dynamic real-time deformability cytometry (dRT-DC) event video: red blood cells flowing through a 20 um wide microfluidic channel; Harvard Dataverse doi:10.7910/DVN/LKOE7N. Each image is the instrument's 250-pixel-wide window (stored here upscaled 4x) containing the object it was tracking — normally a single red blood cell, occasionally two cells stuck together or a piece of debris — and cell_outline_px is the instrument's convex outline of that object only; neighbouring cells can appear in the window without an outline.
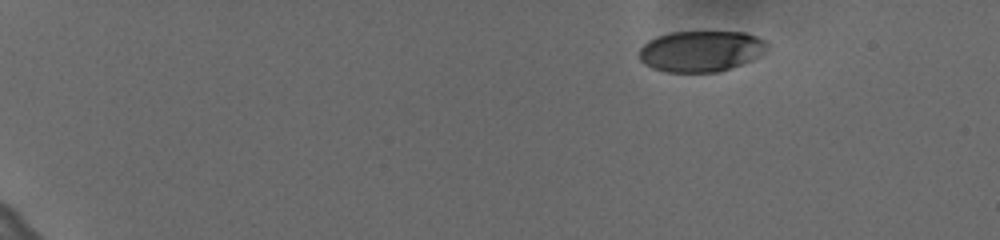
{"species": "human", "species_latin": "Homo sapiens", "temperature_condition": "cold", "stored_images_in_passage": 45, "camera_frame_rate_fps": 3000, "um_per_image_px": 0.085, "donor": {"sex": "female"}, "frame": {"image": 1, "passage_image": 1, "time_ms": 0.0, "image_size_px": [1000, 240], "cell_outline_px": [[768, 44], [764, 52], [752, 60], [716, 72], [668, 72], [652, 68], [644, 64], [640, 60], [640, 48], [648, 40], [656, 36], [672, 32], [744, 32], [756, 36], [764, 40]], "centroid_in_image_um": [59.55, 4.34], "position_along_channel_um": 25.4, "area_um2": 30.4}}
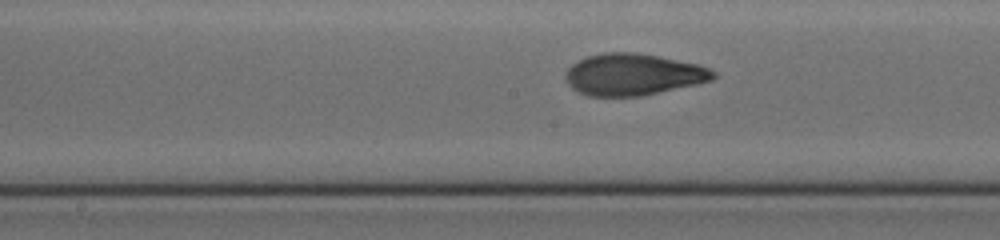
{"frame": {"image": 2, "passage_image": 26, "time_ms": 8.333, "image_size_px": [1000, 240], "cell_outline_px": [[716, 76], [712, 80], [696, 84], [640, 96], [588, 96], [572, 88], [564, 80], [564, 76], [568, 68], [572, 64], [588, 56], [604, 52], [636, 52], [660, 56], [700, 64], [716, 72]], "centroid_in_image_um": [53.82, 6.32], "position_along_channel_um": 194.4, "area_um2": 35.95}}
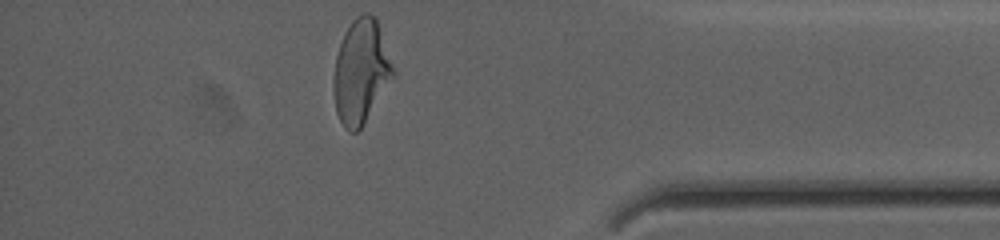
{"frame": {"image": 3, "passage_image": 45, "time_ms": 14.667, "image_size_px": [1000, 240], "cell_outline_px": [[396, 76], [364, 124], [356, 132], [348, 132], [344, 128], [336, 112], [332, 88], [332, 80], [336, 56], [344, 32], [352, 20], [356, 16], [364, 12], [368, 12], [376, 16], [396, 72]], "centroid_in_image_um": [30.69, 6.09], "position_along_channel_um": 404.5, "area_um2": 36.88}, "authors_computed_cell_mechanics": {"area_um2": 35.0846, "velocity_mm_per_s": 3.633, "shape_relaxation_time_tau1_ms": 4.0221, "shape_relaxation_time_tau2_ms": 1.4457, "deformation_change_tau1": 0.1685, "deformation_change_tau2": 0.074}}